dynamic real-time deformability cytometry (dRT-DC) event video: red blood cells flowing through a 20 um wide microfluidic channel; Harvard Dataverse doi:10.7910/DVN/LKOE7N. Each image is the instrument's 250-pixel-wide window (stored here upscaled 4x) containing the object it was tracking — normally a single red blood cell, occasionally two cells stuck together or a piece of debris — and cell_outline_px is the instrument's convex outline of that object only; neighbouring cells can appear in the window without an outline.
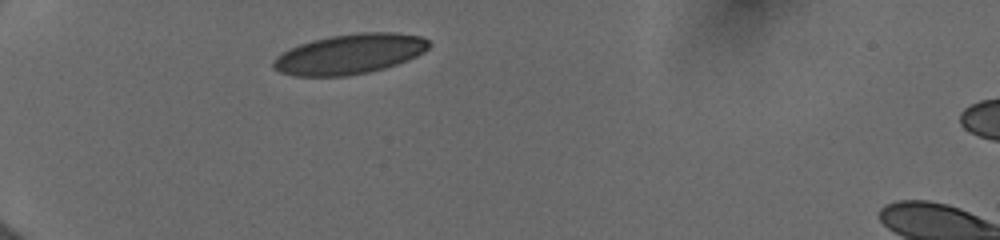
{"species": "human", "species_latin": "Homo sapiens", "temperature_condition": "cold", "stored_images_in_passage": 5, "camera_frame_rate_fps": 3000, "um_per_image_px": 0.085, "donor": {"sex": "female"}, "frame": {"image": 1, "passage_image": 1, "time_ms": 0.0, "image_size_px": [1000, 240], "cell_outline_px": [[432, 44], [424, 52], [416, 56], [396, 64], [384, 68], [368, 72], [344, 76], [296, 76], [280, 72], [272, 68], [272, 60], [276, 56], [288, 48], [312, 40], [328, 36], [360, 32], [396, 32], [420, 36], [428, 40]], "centroid_in_image_um": [29.7, 4.58], "position_along_channel_um": 55.3, "area_um2": 36.47}}
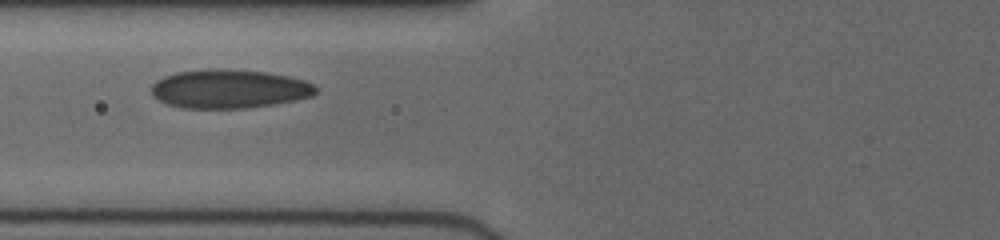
{"frame": {"image": 2, "passage_image": 4, "time_ms": 2.0, "image_size_px": [1000, 240], "cell_outline_px": [[316, 92], [312, 96], [272, 104], [244, 108], [184, 108], [168, 104], [152, 96], [152, 84], [156, 80], [164, 76], [176, 72], [208, 68], [232, 68], [268, 72], [288, 76], [304, 80], [312, 84], [316, 88]], "centroid_in_image_um": [19.44, 7.53], "position_along_channel_um": 106.4, "area_um2": 37.28}}